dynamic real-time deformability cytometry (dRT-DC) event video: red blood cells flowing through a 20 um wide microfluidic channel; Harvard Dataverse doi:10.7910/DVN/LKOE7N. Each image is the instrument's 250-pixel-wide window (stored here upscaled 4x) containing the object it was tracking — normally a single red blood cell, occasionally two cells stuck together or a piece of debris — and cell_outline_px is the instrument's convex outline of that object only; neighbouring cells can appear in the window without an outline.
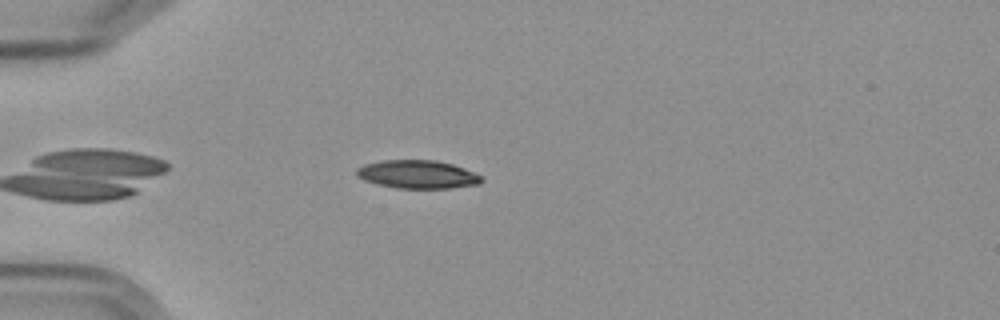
{"species": "Egyptian fruit bat (a non-hibernating species)", "species_latin": "Rousettus aegyptiacus", "temperature_condition": "cold", "stored_images_in_passage": 44, "camera_frame_rate_fps": 3000, "um_per_image_px": 0.085, "frame": {"image": 1, "passage_image": 3, "time_ms": 0.667, "image_size_px": [1000, 320], "cell_outline_px": [[484, 180], [480, 184], [452, 188], [396, 188], [376, 184], [364, 180], [356, 176], [356, 168], [364, 164], [384, 160], [436, 160], [452, 164], [464, 168], [480, 176]], "centroid_in_image_um": [35.47, 14.82], "position_along_channel_um": 49.5, "area_um2": 20.63}}
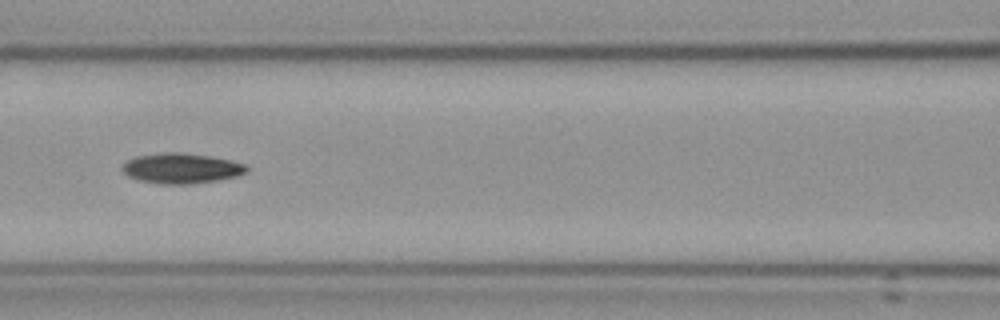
{"frame": {"image": 2, "passage_image": 13, "time_ms": 4.0, "image_size_px": [1000, 320], "cell_outline_px": [[248, 172], [236, 176], [216, 180], [188, 184], [160, 184], [136, 180], [128, 176], [120, 168], [128, 160], [136, 156], [168, 152], [176, 152], [208, 156], [228, 160], [244, 164], [248, 168]], "centroid_in_image_um": [15.37, 14.32], "position_along_channel_um": 151.2, "area_um2": 21.68}}
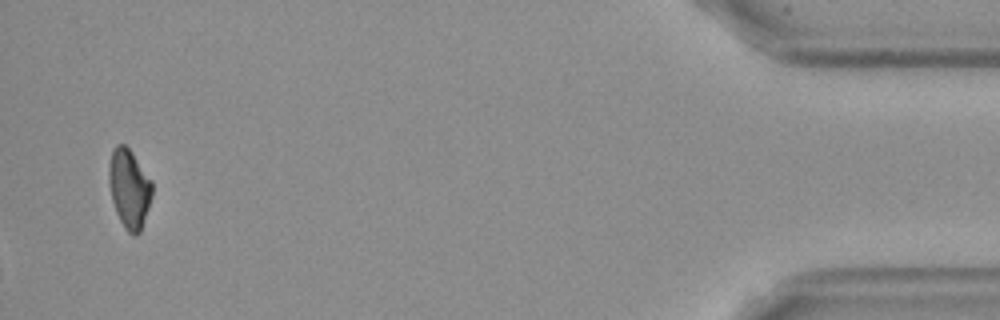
{"frame": {"image": 3, "passage_image": 42, "time_ms": 13.667, "image_size_px": [1000, 320], "cell_outline_px": [[152, 196], [140, 232], [136, 236], [132, 236], [124, 228], [116, 212], [112, 200], [108, 176], [108, 172], [112, 148], [116, 144], [124, 144], [128, 148], [152, 180]], "centroid_in_image_um": [10.98, 16.04], "position_along_channel_um": 424.2, "area_um2": 19.83}, "authors_computed_cell_mechanics": {"area_um2": 20.6924, "velocity_mm_per_s": 3.6026, "shape_relaxation_time_tau1_ms": 7.1394, "shape_relaxation_time_tau2_ms": null, "deformation_change_tau1": 0.172, "deformation_change_tau2": null}}